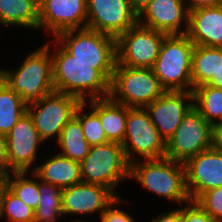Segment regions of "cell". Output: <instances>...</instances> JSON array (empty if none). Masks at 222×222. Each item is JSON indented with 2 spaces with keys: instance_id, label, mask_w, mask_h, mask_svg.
<instances>
[{
  "instance_id": "24",
  "label": "cell",
  "mask_w": 222,
  "mask_h": 222,
  "mask_svg": "<svg viewBox=\"0 0 222 222\" xmlns=\"http://www.w3.org/2000/svg\"><path fill=\"white\" fill-rule=\"evenodd\" d=\"M60 155L77 162H82L90 150V145L84 137L79 119L73 117L63 127L57 140Z\"/></svg>"
},
{
  "instance_id": "20",
  "label": "cell",
  "mask_w": 222,
  "mask_h": 222,
  "mask_svg": "<svg viewBox=\"0 0 222 222\" xmlns=\"http://www.w3.org/2000/svg\"><path fill=\"white\" fill-rule=\"evenodd\" d=\"M32 171L40 181L61 189L82 182L81 163L55 153Z\"/></svg>"
},
{
  "instance_id": "15",
  "label": "cell",
  "mask_w": 222,
  "mask_h": 222,
  "mask_svg": "<svg viewBox=\"0 0 222 222\" xmlns=\"http://www.w3.org/2000/svg\"><path fill=\"white\" fill-rule=\"evenodd\" d=\"M86 0H43L39 4V29L58 34L86 28Z\"/></svg>"
},
{
  "instance_id": "5",
  "label": "cell",
  "mask_w": 222,
  "mask_h": 222,
  "mask_svg": "<svg viewBox=\"0 0 222 222\" xmlns=\"http://www.w3.org/2000/svg\"><path fill=\"white\" fill-rule=\"evenodd\" d=\"M195 45L186 35H167L152 67L165 91H192L191 62Z\"/></svg>"
},
{
  "instance_id": "26",
  "label": "cell",
  "mask_w": 222,
  "mask_h": 222,
  "mask_svg": "<svg viewBox=\"0 0 222 222\" xmlns=\"http://www.w3.org/2000/svg\"><path fill=\"white\" fill-rule=\"evenodd\" d=\"M39 203L35 210L34 222H56L63 216L62 212V189L38 179Z\"/></svg>"
},
{
  "instance_id": "35",
  "label": "cell",
  "mask_w": 222,
  "mask_h": 222,
  "mask_svg": "<svg viewBox=\"0 0 222 222\" xmlns=\"http://www.w3.org/2000/svg\"><path fill=\"white\" fill-rule=\"evenodd\" d=\"M151 222H181V208L164 212L154 217Z\"/></svg>"
},
{
  "instance_id": "37",
  "label": "cell",
  "mask_w": 222,
  "mask_h": 222,
  "mask_svg": "<svg viewBox=\"0 0 222 222\" xmlns=\"http://www.w3.org/2000/svg\"><path fill=\"white\" fill-rule=\"evenodd\" d=\"M188 9H197L200 7L217 6L218 0H185ZM189 2V3H188Z\"/></svg>"
},
{
  "instance_id": "25",
  "label": "cell",
  "mask_w": 222,
  "mask_h": 222,
  "mask_svg": "<svg viewBox=\"0 0 222 222\" xmlns=\"http://www.w3.org/2000/svg\"><path fill=\"white\" fill-rule=\"evenodd\" d=\"M27 113V104L0 77V135L6 136Z\"/></svg>"
},
{
  "instance_id": "33",
  "label": "cell",
  "mask_w": 222,
  "mask_h": 222,
  "mask_svg": "<svg viewBox=\"0 0 222 222\" xmlns=\"http://www.w3.org/2000/svg\"><path fill=\"white\" fill-rule=\"evenodd\" d=\"M124 202L126 201L121 196L117 197L101 214V216H99L100 222H135L128 212L115 208L120 204H124Z\"/></svg>"
},
{
  "instance_id": "27",
  "label": "cell",
  "mask_w": 222,
  "mask_h": 222,
  "mask_svg": "<svg viewBox=\"0 0 222 222\" xmlns=\"http://www.w3.org/2000/svg\"><path fill=\"white\" fill-rule=\"evenodd\" d=\"M194 107L211 125L222 122V89L208 84L193 89Z\"/></svg>"
},
{
  "instance_id": "16",
  "label": "cell",
  "mask_w": 222,
  "mask_h": 222,
  "mask_svg": "<svg viewBox=\"0 0 222 222\" xmlns=\"http://www.w3.org/2000/svg\"><path fill=\"white\" fill-rule=\"evenodd\" d=\"M184 166L191 201L205 191L222 187V151L211 147L189 159Z\"/></svg>"
},
{
  "instance_id": "13",
  "label": "cell",
  "mask_w": 222,
  "mask_h": 222,
  "mask_svg": "<svg viewBox=\"0 0 222 222\" xmlns=\"http://www.w3.org/2000/svg\"><path fill=\"white\" fill-rule=\"evenodd\" d=\"M6 140L10 170L12 172L34 170L33 165L38 160L36 159L38 147L44 141L40 138L28 113H25L13 126L6 135Z\"/></svg>"
},
{
  "instance_id": "12",
  "label": "cell",
  "mask_w": 222,
  "mask_h": 222,
  "mask_svg": "<svg viewBox=\"0 0 222 222\" xmlns=\"http://www.w3.org/2000/svg\"><path fill=\"white\" fill-rule=\"evenodd\" d=\"M86 28L117 38L138 23L129 0H86Z\"/></svg>"
},
{
  "instance_id": "9",
  "label": "cell",
  "mask_w": 222,
  "mask_h": 222,
  "mask_svg": "<svg viewBox=\"0 0 222 222\" xmlns=\"http://www.w3.org/2000/svg\"><path fill=\"white\" fill-rule=\"evenodd\" d=\"M212 147V125L193 106L165 142V158L185 164Z\"/></svg>"
},
{
  "instance_id": "2",
  "label": "cell",
  "mask_w": 222,
  "mask_h": 222,
  "mask_svg": "<svg viewBox=\"0 0 222 222\" xmlns=\"http://www.w3.org/2000/svg\"><path fill=\"white\" fill-rule=\"evenodd\" d=\"M51 45L46 42L28 54L17 70L0 68V77L26 104L54 91Z\"/></svg>"
},
{
  "instance_id": "3",
  "label": "cell",
  "mask_w": 222,
  "mask_h": 222,
  "mask_svg": "<svg viewBox=\"0 0 222 222\" xmlns=\"http://www.w3.org/2000/svg\"><path fill=\"white\" fill-rule=\"evenodd\" d=\"M140 161V162H139ZM129 179L157 196L181 205L190 201L186 189L185 166L168 158L148 159L130 164Z\"/></svg>"
},
{
  "instance_id": "11",
  "label": "cell",
  "mask_w": 222,
  "mask_h": 222,
  "mask_svg": "<svg viewBox=\"0 0 222 222\" xmlns=\"http://www.w3.org/2000/svg\"><path fill=\"white\" fill-rule=\"evenodd\" d=\"M166 36L137 23L116 38V65L152 68Z\"/></svg>"
},
{
  "instance_id": "34",
  "label": "cell",
  "mask_w": 222,
  "mask_h": 222,
  "mask_svg": "<svg viewBox=\"0 0 222 222\" xmlns=\"http://www.w3.org/2000/svg\"><path fill=\"white\" fill-rule=\"evenodd\" d=\"M11 173L7 158L6 136L0 135V175L7 177Z\"/></svg>"
},
{
  "instance_id": "4",
  "label": "cell",
  "mask_w": 222,
  "mask_h": 222,
  "mask_svg": "<svg viewBox=\"0 0 222 222\" xmlns=\"http://www.w3.org/2000/svg\"><path fill=\"white\" fill-rule=\"evenodd\" d=\"M55 40L77 61L96 64L110 81L117 63L116 38L88 28L68 30Z\"/></svg>"
},
{
  "instance_id": "32",
  "label": "cell",
  "mask_w": 222,
  "mask_h": 222,
  "mask_svg": "<svg viewBox=\"0 0 222 222\" xmlns=\"http://www.w3.org/2000/svg\"><path fill=\"white\" fill-rule=\"evenodd\" d=\"M181 222H215L195 201L181 206Z\"/></svg>"
},
{
  "instance_id": "31",
  "label": "cell",
  "mask_w": 222,
  "mask_h": 222,
  "mask_svg": "<svg viewBox=\"0 0 222 222\" xmlns=\"http://www.w3.org/2000/svg\"><path fill=\"white\" fill-rule=\"evenodd\" d=\"M215 222H222V187L203 192L194 200Z\"/></svg>"
},
{
  "instance_id": "21",
  "label": "cell",
  "mask_w": 222,
  "mask_h": 222,
  "mask_svg": "<svg viewBox=\"0 0 222 222\" xmlns=\"http://www.w3.org/2000/svg\"><path fill=\"white\" fill-rule=\"evenodd\" d=\"M90 101V102H89ZM99 115L101 126L109 142L123 144L127 119V106L110 96L85 101Z\"/></svg>"
},
{
  "instance_id": "36",
  "label": "cell",
  "mask_w": 222,
  "mask_h": 222,
  "mask_svg": "<svg viewBox=\"0 0 222 222\" xmlns=\"http://www.w3.org/2000/svg\"><path fill=\"white\" fill-rule=\"evenodd\" d=\"M212 148L222 151V122L212 125Z\"/></svg>"
},
{
  "instance_id": "29",
  "label": "cell",
  "mask_w": 222,
  "mask_h": 222,
  "mask_svg": "<svg viewBox=\"0 0 222 222\" xmlns=\"http://www.w3.org/2000/svg\"><path fill=\"white\" fill-rule=\"evenodd\" d=\"M1 217L8 222H34L35 211L5 187L0 198Z\"/></svg>"
},
{
  "instance_id": "18",
  "label": "cell",
  "mask_w": 222,
  "mask_h": 222,
  "mask_svg": "<svg viewBox=\"0 0 222 222\" xmlns=\"http://www.w3.org/2000/svg\"><path fill=\"white\" fill-rule=\"evenodd\" d=\"M117 197L100 185L78 183L62 189L61 203L63 215L101 214Z\"/></svg>"
},
{
  "instance_id": "23",
  "label": "cell",
  "mask_w": 222,
  "mask_h": 222,
  "mask_svg": "<svg viewBox=\"0 0 222 222\" xmlns=\"http://www.w3.org/2000/svg\"><path fill=\"white\" fill-rule=\"evenodd\" d=\"M222 64V48L195 45L192 52V91L208 84L217 75Z\"/></svg>"
},
{
  "instance_id": "7",
  "label": "cell",
  "mask_w": 222,
  "mask_h": 222,
  "mask_svg": "<svg viewBox=\"0 0 222 222\" xmlns=\"http://www.w3.org/2000/svg\"><path fill=\"white\" fill-rule=\"evenodd\" d=\"M165 90L152 68L116 65L110 82V97L127 107L145 108Z\"/></svg>"
},
{
  "instance_id": "14",
  "label": "cell",
  "mask_w": 222,
  "mask_h": 222,
  "mask_svg": "<svg viewBox=\"0 0 222 222\" xmlns=\"http://www.w3.org/2000/svg\"><path fill=\"white\" fill-rule=\"evenodd\" d=\"M194 106L192 91H165L145 109L160 137L166 142Z\"/></svg>"
},
{
  "instance_id": "38",
  "label": "cell",
  "mask_w": 222,
  "mask_h": 222,
  "mask_svg": "<svg viewBox=\"0 0 222 222\" xmlns=\"http://www.w3.org/2000/svg\"><path fill=\"white\" fill-rule=\"evenodd\" d=\"M153 0H129L132 9L139 14Z\"/></svg>"
},
{
  "instance_id": "28",
  "label": "cell",
  "mask_w": 222,
  "mask_h": 222,
  "mask_svg": "<svg viewBox=\"0 0 222 222\" xmlns=\"http://www.w3.org/2000/svg\"><path fill=\"white\" fill-rule=\"evenodd\" d=\"M27 174V171L12 172L6 177V188L35 211L40 199L38 177L31 172L32 178H28Z\"/></svg>"
},
{
  "instance_id": "39",
  "label": "cell",
  "mask_w": 222,
  "mask_h": 222,
  "mask_svg": "<svg viewBox=\"0 0 222 222\" xmlns=\"http://www.w3.org/2000/svg\"><path fill=\"white\" fill-rule=\"evenodd\" d=\"M208 85L222 89V64L217 75L213 76L212 80L208 83Z\"/></svg>"
},
{
  "instance_id": "8",
  "label": "cell",
  "mask_w": 222,
  "mask_h": 222,
  "mask_svg": "<svg viewBox=\"0 0 222 222\" xmlns=\"http://www.w3.org/2000/svg\"><path fill=\"white\" fill-rule=\"evenodd\" d=\"M122 147L129 164L138 161L140 157L142 160L165 157V141L160 137L145 108L127 107Z\"/></svg>"
},
{
  "instance_id": "22",
  "label": "cell",
  "mask_w": 222,
  "mask_h": 222,
  "mask_svg": "<svg viewBox=\"0 0 222 222\" xmlns=\"http://www.w3.org/2000/svg\"><path fill=\"white\" fill-rule=\"evenodd\" d=\"M39 29V0H0V26Z\"/></svg>"
},
{
  "instance_id": "6",
  "label": "cell",
  "mask_w": 222,
  "mask_h": 222,
  "mask_svg": "<svg viewBox=\"0 0 222 222\" xmlns=\"http://www.w3.org/2000/svg\"><path fill=\"white\" fill-rule=\"evenodd\" d=\"M130 164L124 155L122 144L107 142L90 146L89 153L81 162L82 182L108 188L116 197L118 183L129 178Z\"/></svg>"
},
{
  "instance_id": "40",
  "label": "cell",
  "mask_w": 222,
  "mask_h": 222,
  "mask_svg": "<svg viewBox=\"0 0 222 222\" xmlns=\"http://www.w3.org/2000/svg\"><path fill=\"white\" fill-rule=\"evenodd\" d=\"M6 187V177L0 175V198L3 189Z\"/></svg>"
},
{
  "instance_id": "30",
  "label": "cell",
  "mask_w": 222,
  "mask_h": 222,
  "mask_svg": "<svg viewBox=\"0 0 222 222\" xmlns=\"http://www.w3.org/2000/svg\"><path fill=\"white\" fill-rule=\"evenodd\" d=\"M86 102H81L75 111V116L79 119L83 134L90 146L101 145L109 142L101 126L99 115L88 106L91 112H86Z\"/></svg>"
},
{
  "instance_id": "41",
  "label": "cell",
  "mask_w": 222,
  "mask_h": 222,
  "mask_svg": "<svg viewBox=\"0 0 222 222\" xmlns=\"http://www.w3.org/2000/svg\"><path fill=\"white\" fill-rule=\"evenodd\" d=\"M217 6L221 7L222 8V0H218V4Z\"/></svg>"
},
{
  "instance_id": "19",
  "label": "cell",
  "mask_w": 222,
  "mask_h": 222,
  "mask_svg": "<svg viewBox=\"0 0 222 222\" xmlns=\"http://www.w3.org/2000/svg\"><path fill=\"white\" fill-rule=\"evenodd\" d=\"M186 35L194 45L222 48V8L190 9Z\"/></svg>"
},
{
  "instance_id": "17",
  "label": "cell",
  "mask_w": 222,
  "mask_h": 222,
  "mask_svg": "<svg viewBox=\"0 0 222 222\" xmlns=\"http://www.w3.org/2000/svg\"><path fill=\"white\" fill-rule=\"evenodd\" d=\"M188 19L189 9L185 0H153L138 14L140 25L166 35L186 34Z\"/></svg>"
},
{
  "instance_id": "10",
  "label": "cell",
  "mask_w": 222,
  "mask_h": 222,
  "mask_svg": "<svg viewBox=\"0 0 222 222\" xmlns=\"http://www.w3.org/2000/svg\"><path fill=\"white\" fill-rule=\"evenodd\" d=\"M81 101L72 95L53 91L38 101L27 104V113L43 141L58 140L63 127L75 114Z\"/></svg>"
},
{
  "instance_id": "42",
  "label": "cell",
  "mask_w": 222,
  "mask_h": 222,
  "mask_svg": "<svg viewBox=\"0 0 222 222\" xmlns=\"http://www.w3.org/2000/svg\"><path fill=\"white\" fill-rule=\"evenodd\" d=\"M75 222H86V221H82V219L81 220H75Z\"/></svg>"
},
{
  "instance_id": "1",
  "label": "cell",
  "mask_w": 222,
  "mask_h": 222,
  "mask_svg": "<svg viewBox=\"0 0 222 222\" xmlns=\"http://www.w3.org/2000/svg\"><path fill=\"white\" fill-rule=\"evenodd\" d=\"M53 44L55 48L50 53L54 91L75 96L81 102L110 95L111 81L96 69V64L77 61L55 39Z\"/></svg>"
}]
</instances>
